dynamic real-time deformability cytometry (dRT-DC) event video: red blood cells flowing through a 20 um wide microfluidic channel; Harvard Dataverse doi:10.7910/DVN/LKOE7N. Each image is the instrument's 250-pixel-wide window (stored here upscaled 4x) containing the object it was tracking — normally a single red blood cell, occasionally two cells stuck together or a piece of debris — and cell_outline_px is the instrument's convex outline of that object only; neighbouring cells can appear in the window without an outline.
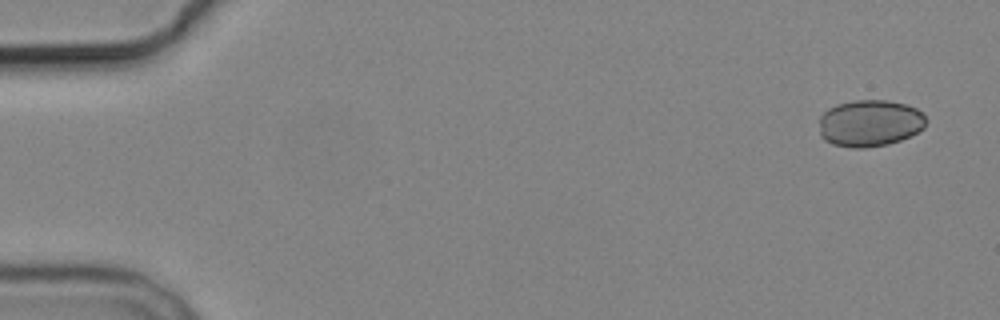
{"species": "common noctule bat (a hibernating species)", "species_latin": "Nyctalus noctula", "temperature_condition": "cold", "stored_images_in_passage": 5, "camera_frame_rate_fps": 3000, "um_per_image_px": 0.085, "animal": {"sex": "male", "body_mass_g": 19.2, "forearm_length_mm": 51.8}, "frame": {"image": 1, "passage_image": 1, "time_ms": 0.0, "image_size_px": [1000, 320], "cell_outline_px": [[928, 120], [924, 128], [900, 140], [888, 144], [864, 148], [852, 148], [832, 144], [824, 140], [820, 136], [820, 116], [828, 108], [836, 104], [852, 100], [888, 100], [904, 104], [916, 108], [924, 112]], "centroid_in_image_um": [73.94, 10.46], "position_along_channel_um": 11.1, "area_um2": 29.48}}